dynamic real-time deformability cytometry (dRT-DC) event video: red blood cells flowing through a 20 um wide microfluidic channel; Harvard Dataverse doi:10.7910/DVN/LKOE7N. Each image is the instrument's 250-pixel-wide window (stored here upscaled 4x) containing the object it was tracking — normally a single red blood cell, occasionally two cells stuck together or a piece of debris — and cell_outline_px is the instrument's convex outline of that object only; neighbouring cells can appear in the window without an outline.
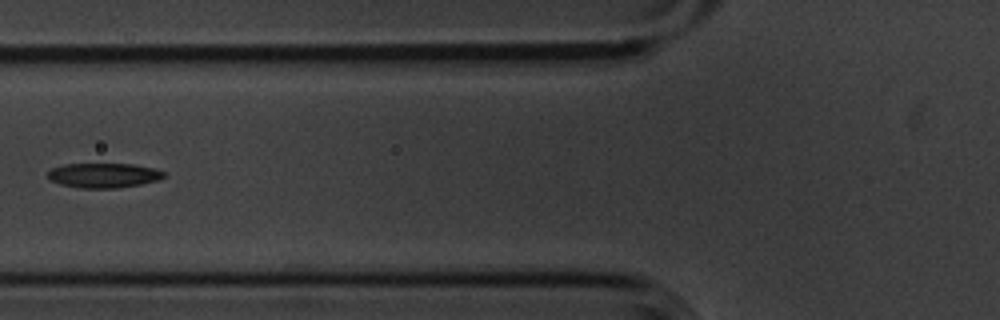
{"species": "common noctule bat (a hibernating species)", "species_latin": "Nyctalus noctula", "temperature_condition": "cold", "stored_images_in_passage": 9, "segment_of_instrument_passage": [2, 2], "camera_frame_rate_fps": 3000, "um_per_image_px": 0.085, "animal": {"sex": "male", "body_mass_g": 20.1, "forearm_length_mm": 53.5}, "frame": {"image": 1, "passage_image": 6, "time_ms": 1.667, "image_size_px": [1000, 320], "cell_outline_px": [[164, 176], [160, 180], [120, 188], [80, 188], [60, 184], [52, 180], [48, 176], [48, 172], [52, 168], [64, 164], [132, 164], [156, 168], [164, 172]], "centroid_in_image_um": [8.84, 14.91], "position_along_channel_um": 117.0, "area_um2": 16.7}}
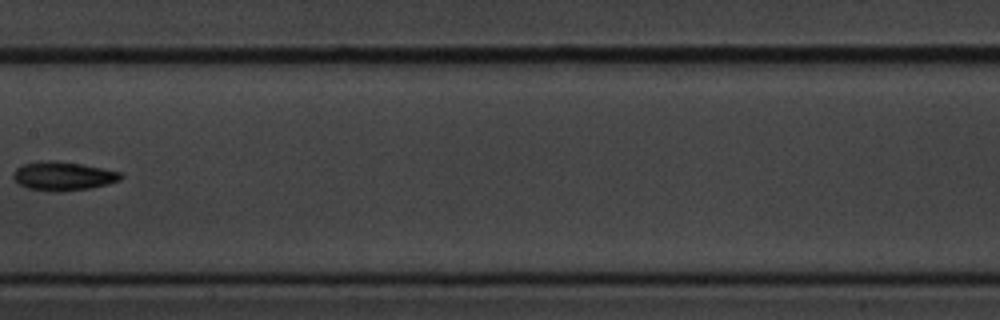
{"frame": {"image": 2, "passage_image": 8, "time_ms": 2.333, "image_size_px": [1000, 320], "cell_outline_px": [[124, 176], [120, 180], [108, 184], [88, 188], [28, 188], [16, 184], [12, 176], [12, 172], [20, 164], [48, 160], [56, 160], [104, 168], [120, 172]], "centroid_in_image_um": [5.34, 14.9], "position_along_channel_um": 202.1, "area_um2": 17.34}}
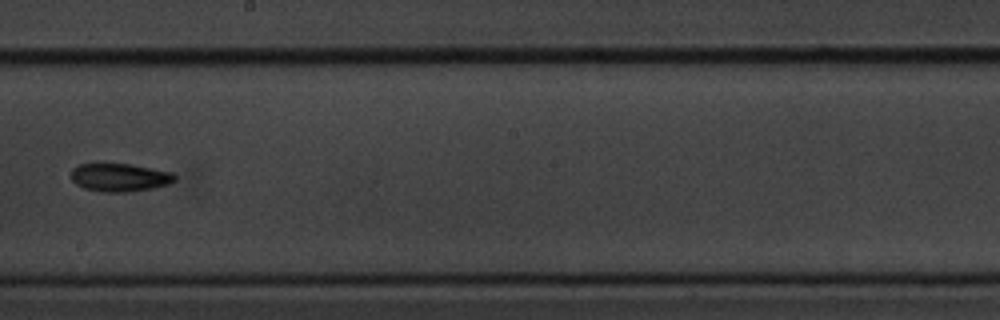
{"frame": {"image": 3, "passage_image": 9, "time_ms": 2.667, "image_size_px": [1000, 320], "cell_outline_px": [[176, 180], [168, 184], [152, 188], [128, 192], [104, 192], [84, 188], [76, 184], [72, 180], [72, 168], [80, 164], [128, 164], [152, 168], [172, 172], [176, 176]], "centroid_in_image_um": [10.18, 15.08], "position_along_channel_um": 238.0, "area_um2": 16.88}}